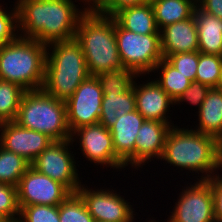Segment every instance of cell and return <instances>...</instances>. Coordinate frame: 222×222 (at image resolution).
<instances>
[{
    "instance_id": "3957f363",
    "label": "cell",
    "mask_w": 222,
    "mask_h": 222,
    "mask_svg": "<svg viewBox=\"0 0 222 222\" xmlns=\"http://www.w3.org/2000/svg\"><path fill=\"white\" fill-rule=\"evenodd\" d=\"M75 39L82 46L90 75L125 69L117 47L112 16L87 11L79 21Z\"/></svg>"
},
{
    "instance_id": "7c38bea8",
    "label": "cell",
    "mask_w": 222,
    "mask_h": 222,
    "mask_svg": "<svg viewBox=\"0 0 222 222\" xmlns=\"http://www.w3.org/2000/svg\"><path fill=\"white\" fill-rule=\"evenodd\" d=\"M103 91L97 76L89 75L65 102L72 133L79 127L99 123Z\"/></svg>"
},
{
    "instance_id": "484cf974",
    "label": "cell",
    "mask_w": 222,
    "mask_h": 222,
    "mask_svg": "<svg viewBox=\"0 0 222 222\" xmlns=\"http://www.w3.org/2000/svg\"><path fill=\"white\" fill-rule=\"evenodd\" d=\"M26 92L16 83L0 79V121H15L23 94Z\"/></svg>"
},
{
    "instance_id": "9c48e42d",
    "label": "cell",
    "mask_w": 222,
    "mask_h": 222,
    "mask_svg": "<svg viewBox=\"0 0 222 222\" xmlns=\"http://www.w3.org/2000/svg\"><path fill=\"white\" fill-rule=\"evenodd\" d=\"M182 188L167 222H216L213 193L207 180H195ZM151 222H157L150 218Z\"/></svg>"
},
{
    "instance_id": "ba28073f",
    "label": "cell",
    "mask_w": 222,
    "mask_h": 222,
    "mask_svg": "<svg viewBox=\"0 0 222 222\" xmlns=\"http://www.w3.org/2000/svg\"><path fill=\"white\" fill-rule=\"evenodd\" d=\"M70 149H74L71 139L53 141L30 165L39 173L64 185L71 193H75L82 182L78 175V162L76 165L77 160L74 159L76 152L73 154Z\"/></svg>"
},
{
    "instance_id": "f35d334b",
    "label": "cell",
    "mask_w": 222,
    "mask_h": 222,
    "mask_svg": "<svg viewBox=\"0 0 222 222\" xmlns=\"http://www.w3.org/2000/svg\"><path fill=\"white\" fill-rule=\"evenodd\" d=\"M217 89L222 90V69H221V74H220V79L218 82Z\"/></svg>"
},
{
    "instance_id": "ac0fdd59",
    "label": "cell",
    "mask_w": 222,
    "mask_h": 222,
    "mask_svg": "<svg viewBox=\"0 0 222 222\" xmlns=\"http://www.w3.org/2000/svg\"><path fill=\"white\" fill-rule=\"evenodd\" d=\"M160 41L164 59L177 53L198 51V33L194 16L162 28Z\"/></svg>"
},
{
    "instance_id": "44dd1931",
    "label": "cell",
    "mask_w": 222,
    "mask_h": 222,
    "mask_svg": "<svg viewBox=\"0 0 222 222\" xmlns=\"http://www.w3.org/2000/svg\"><path fill=\"white\" fill-rule=\"evenodd\" d=\"M112 17L128 31L143 35L160 34L151 2L123 8Z\"/></svg>"
},
{
    "instance_id": "5bb4252c",
    "label": "cell",
    "mask_w": 222,
    "mask_h": 222,
    "mask_svg": "<svg viewBox=\"0 0 222 222\" xmlns=\"http://www.w3.org/2000/svg\"><path fill=\"white\" fill-rule=\"evenodd\" d=\"M53 140L47 135L19 126L15 121L3 122L0 128V145L20 155L30 164Z\"/></svg>"
},
{
    "instance_id": "8992f818",
    "label": "cell",
    "mask_w": 222,
    "mask_h": 222,
    "mask_svg": "<svg viewBox=\"0 0 222 222\" xmlns=\"http://www.w3.org/2000/svg\"><path fill=\"white\" fill-rule=\"evenodd\" d=\"M15 122L23 128L41 132L53 141L71 139L65 101L56 99L43 89L23 94Z\"/></svg>"
},
{
    "instance_id": "74e56055",
    "label": "cell",
    "mask_w": 222,
    "mask_h": 222,
    "mask_svg": "<svg viewBox=\"0 0 222 222\" xmlns=\"http://www.w3.org/2000/svg\"><path fill=\"white\" fill-rule=\"evenodd\" d=\"M78 1L84 4L82 5V8L84 7V9H86L87 11H95L105 0H78Z\"/></svg>"
},
{
    "instance_id": "7402d4cb",
    "label": "cell",
    "mask_w": 222,
    "mask_h": 222,
    "mask_svg": "<svg viewBox=\"0 0 222 222\" xmlns=\"http://www.w3.org/2000/svg\"><path fill=\"white\" fill-rule=\"evenodd\" d=\"M155 22L160 31L162 28L184 21L193 16L197 0H151Z\"/></svg>"
},
{
    "instance_id": "4316f807",
    "label": "cell",
    "mask_w": 222,
    "mask_h": 222,
    "mask_svg": "<svg viewBox=\"0 0 222 222\" xmlns=\"http://www.w3.org/2000/svg\"><path fill=\"white\" fill-rule=\"evenodd\" d=\"M103 93H119L127 92L138 76L130 69H117L112 71L102 72L96 75Z\"/></svg>"
},
{
    "instance_id": "d590c367",
    "label": "cell",
    "mask_w": 222,
    "mask_h": 222,
    "mask_svg": "<svg viewBox=\"0 0 222 222\" xmlns=\"http://www.w3.org/2000/svg\"><path fill=\"white\" fill-rule=\"evenodd\" d=\"M207 181L212 187L215 221L222 222V174L215 175Z\"/></svg>"
},
{
    "instance_id": "f1b7e54d",
    "label": "cell",
    "mask_w": 222,
    "mask_h": 222,
    "mask_svg": "<svg viewBox=\"0 0 222 222\" xmlns=\"http://www.w3.org/2000/svg\"><path fill=\"white\" fill-rule=\"evenodd\" d=\"M59 220L60 222H95L77 192L71 193L59 205Z\"/></svg>"
},
{
    "instance_id": "2e32d148",
    "label": "cell",
    "mask_w": 222,
    "mask_h": 222,
    "mask_svg": "<svg viewBox=\"0 0 222 222\" xmlns=\"http://www.w3.org/2000/svg\"><path fill=\"white\" fill-rule=\"evenodd\" d=\"M174 124H167L160 121L145 120L137 133L134 143V169H142L151 162L160 160L164 151L165 139L170 128Z\"/></svg>"
},
{
    "instance_id": "603a6c76",
    "label": "cell",
    "mask_w": 222,
    "mask_h": 222,
    "mask_svg": "<svg viewBox=\"0 0 222 222\" xmlns=\"http://www.w3.org/2000/svg\"><path fill=\"white\" fill-rule=\"evenodd\" d=\"M101 105V114L99 123L105 128H110L117 118L136 110L134 83L133 86L125 93H103Z\"/></svg>"
},
{
    "instance_id": "e575fe53",
    "label": "cell",
    "mask_w": 222,
    "mask_h": 222,
    "mask_svg": "<svg viewBox=\"0 0 222 222\" xmlns=\"http://www.w3.org/2000/svg\"><path fill=\"white\" fill-rule=\"evenodd\" d=\"M151 0H105L95 11L102 15L113 16L123 8L142 5Z\"/></svg>"
},
{
    "instance_id": "83f0119b",
    "label": "cell",
    "mask_w": 222,
    "mask_h": 222,
    "mask_svg": "<svg viewBox=\"0 0 222 222\" xmlns=\"http://www.w3.org/2000/svg\"><path fill=\"white\" fill-rule=\"evenodd\" d=\"M222 69V56L199 52L195 82L217 88Z\"/></svg>"
},
{
    "instance_id": "8fae6325",
    "label": "cell",
    "mask_w": 222,
    "mask_h": 222,
    "mask_svg": "<svg viewBox=\"0 0 222 222\" xmlns=\"http://www.w3.org/2000/svg\"><path fill=\"white\" fill-rule=\"evenodd\" d=\"M85 185L82 183L77 193L81 196L94 221L135 222L137 212L135 213L131 202L120 195V191L116 192L115 189L105 187L93 190Z\"/></svg>"
},
{
    "instance_id": "ab89813d",
    "label": "cell",
    "mask_w": 222,
    "mask_h": 222,
    "mask_svg": "<svg viewBox=\"0 0 222 222\" xmlns=\"http://www.w3.org/2000/svg\"><path fill=\"white\" fill-rule=\"evenodd\" d=\"M8 220L1 212H0V222H5Z\"/></svg>"
},
{
    "instance_id": "d4e9b609",
    "label": "cell",
    "mask_w": 222,
    "mask_h": 222,
    "mask_svg": "<svg viewBox=\"0 0 222 222\" xmlns=\"http://www.w3.org/2000/svg\"><path fill=\"white\" fill-rule=\"evenodd\" d=\"M30 166L23 157L0 145V183L17 187L20 178Z\"/></svg>"
},
{
    "instance_id": "ffe728a7",
    "label": "cell",
    "mask_w": 222,
    "mask_h": 222,
    "mask_svg": "<svg viewBox=\"0 0 222 222\" xmlns=\"http://www.w3.org/2000/svg\"><path fill=\"white\" fill-rule=\"evenodd\" d=\"M197 114L199 122L193 129L222 143V90L211 88Z\"/></svg>"
},
{
    "instance_id": "60d3db41",
    "label": "cell",
    "mask_w": 222,
    "mask_h": 222,
    "mask_svg": "<svg viewBox=\"0 0 222 222\" xmlns=\"http://www.w3.org/2000/svg\"><path fill=\"white\" fill-rule=\"evenodd\" d=\"M5 222H21V221L18 218V219H8Z\"/></svg>"
},
{
    "instance_id": "5b68a950",
    "label": "cell",
    "mask_w": 222,
    "mask_h": 222,
    "mask_svg": "<svg viewBox=\"0 0 222 222\" xmlns=\"http://www.w3.org/2000/svg\"><path fill=\"white\" fill-rule=\"evenodd\" d=\"M47 45L18 36L0 45V79L16 83L26 91L42 89Z\"/></svg>"
},
{
    "instance_id": "d6986e66",
    "label": "cell",
    "mask_w": 222,
    "mask_h": 222,
    "mask_svg": "<svg viewBox=\"0 0 222 222\" xmlns=\"http://www.w3.org/2000/svg\"><path fill=\"white\" fill-rule=\"evenodd\" d=\"M193 16L198 33V51L222 56V19L196 6Z\"/></svg>"
},
{
    "instance_id": "4dcf8cb0",
    "label": "cell",
    "mask_w": 222,
    "mask_h": 222,
    "mask_svg": "<svg viewBox=\"0 0 222 222\" xmlns=\"http://www.w3.org/2000/svg\"><path fill=\"white\" fill-rule=\"evenodd\" d=\"M21 222H60L59 206L32 205L20 210Z\"/></svg>"
},
{
    "instance_id": "d6a6232c",
    "label": "cell",
    "mask_w": 222,
    "mask_h": 222,
    "mask_svg": "<svg viewBox=\"0 0 222 222\" xmlns=\"http://www.w3.org/2000/svg\"><path fill=\"white\" fill-rule=\"evenodd\" d=\"M0 212L7 219H18L20 217L17 187L0 183Z\"/></svg>"
},
{
    "instance_id": "6da1fadb",
    "label": "cell",
    "mask_w": 222,
    "mask_h": 222,
    "mask_svg": "<svg viewBox=\"0 0 222 222\" xmlns=\"http://www.w3.org/2000/svg\"><path fill=\"white\" fill-rule=\"evenodd\" d=\"M78 0H15L18 11V32L23 38L43 44L75 38L82 16Z\"/></svg>"
},
{
    "instance_id": "30bf717a",
    "label": "cell",
    "mask_w": 222,
    "mask_h": 222,
    "mask_svg": "<svg viewBox=\"0 0 222 222\" xmlns=\"http://www.w3.org/2000/svg\"><path fill=\"white\" fill-rule=\"evenodd\" d=\"M78 139V140H77ZM71 141L79 144L83 157L100 166L124 169V162L115 154L112 135L101 123L85 125L71 133Z\"/></svg>"
},
{
    "instance_id": "277c9868",
    "label": "cell",
    "mask_w": 222,
    "mask_h": 222,
    "mask_svg": "<svg viewBox=\"0 0 222 222\" xmlns=\"http://www.w3.org/2000/svg\"><path fill=\"white\" fill-rule=\"evenodd\" d=\"M89 75L82 46L75 38L47 45L42 86L47 94L66 102Z\"/></svg>"
},
{
    "instance_id": "9a60e30c",
    "label": "cell",
    "mask_w": 222,
    "mask_h": 222,
    "mask_svg": "<svg viewBox=\"0 0 222 222\" xmlns=\"http://www.w3.org/2000/svg\"><path fill=\"white\" fill-rule=\"evenodd\" d=\"M138 77L140 78V75L134 80L136 110L145 120L174 124L170 119L169 112L172 111L170 109L175 105V101L161 88L155 79L149 78L146 82L143 81V84L138 81V84L136 82Z\"/></svg>"
},
{
    "instance_id": "e0dca14e",
    "label": "cell",
    "mask_w": 222,
    "mask_h": 222,
    "mask_svg": "<svg viewBox=\"0 0 222 222\" xmlns=\"http://www.w3.org/2000/svg\"><path fill=\"white\" fill-rule=\"evenodd\" d=\"M144 121V117L134 110L118 117L109 128L115 154L124 162L125 168L130 165L134 169V143Z\"/></svg>"
},
{
    "instance_id": "8d00e7d4",
    "label": "cell",
    "mask_w": 222,
    "mask_h": 222,
    "mask_svg": "<svg viewBox=\"0 0 222 222\" xmlns=\"http://www.w3.org/2000/svg\"><path fill=\"white\" fill-rule=\"evenodd\" d=\"M197 5L203 11L222 19V0H197Z\"/></svg>"
},
{
    "instance_id": "1f68e13d",
    "label": "cell",
    "mask_w": 222,
    "mask_h": 222,
    "mask_svg": "<svg viewBox=\"0 0 222 222\" xmlns=\"http://www.w3.org/2000/svg\"><path fill=\"white\" fill-rule=\"evenodd\" d=\"M166 60L174 66L182 75L195 82L199 51L183 52L169 55Z\"/></svg>"
},
{
    "instance_id": "52a82bcc",
    "label": "cell",
    "mask_w": 222,
    "mask_h": 222,
    "mask_svg": "<svg viewBox=\"0 0 222 222\" xmlns=\"http://www.w3.org/2000/svg\"><path fill=\"white\" fill-rule=\"evenodd\" d=\"M115 36L121 61L125 69L137 75L152 74L163 59L160 34H137L121 27L115 21Z\"/></svg>"
},
{
    "instance_id": "4fadbf2b",
    "label": "cell",
    "mask_w": 222,
    "mask_h": 222,
    "mask_svg": "<svg viewBox=\"0 0 222 222\" xmlns=\"http://www.w3.org/2000/svg\"><path fill=\"white\" fill-rule=\"evenodd\" d=\"M71 192L61 183L29 167L17 185L20 210L24 206H59Z\"/></svg>"
},
{
    "instance_id": "f546056e",
    "label": "cell",
    "mask_w": 222,
    "mask_h": 222,
    "mask_svg": "<svg viewBox=\"0 0 222 222\" xmlns=\"http://www.w3.org/2000/svg\"><path fill=\"white\" fill-rule=\"evenodd\" d=\"M0 3V45L11 42L19 36L18 11L16 4L11 10ZM15 6V7H14ZM7 9V10H6Z\"/></svg>"
},
{
    "instance_id": "7a4b0ae2",
    "label": "cell",
    "mask_w": 222,
    "mask_h": 222,
    "mask_svg": "<svg viewBox=\"0 0 222 222\" xmlns=\"http://www.w3.org/2000/svg\"><path fill=\"white\" fill-rule=\"evenodd\" d=\"M160 160L171 167L201 173L197 180H208L222 171V143L215 137L189 128L172 126L165 139ZM192 171V172H191ZM215 172V173H214Z\"/></svg>"
},
{
    "instance_id": "836d02e7",
    "label": "cell",
    "mask_w": 222,
    "mask_h": 222,
    "mask_svg": "<svg viewBox=\"0 0 222 222\" xmlns=\"http://www.w3.org/2000/svg\"><path fill=\"white\" fill-rule=\"evenodd\" d=\"M210 89V87L202 83L192 82L184 93L177 98L175 105L177 104V106H179L182 102V104L186 102L187 104L189 103L192 106L194 105L195 107H198L196 110L199 111Z\"/></svg>"
},
{
    "instance_id": "cb8c5ba5",
    "label": "cell",
    "mask_w": 222,
    "mask_h": 222,
    "mask_svg": "<svg viewBox=\"0 0 222 222\" xmlns=\"http://www.w3.org/2000/svg\"><path fill=\"white\" fill-rule=\"evenodd\" d=\"M153 73L159 74L157 76L159 78L154 79L174 101H176L192 83L191 80L182 75L164 58L155 66Z\"/></svg>"
}]
</instances>
